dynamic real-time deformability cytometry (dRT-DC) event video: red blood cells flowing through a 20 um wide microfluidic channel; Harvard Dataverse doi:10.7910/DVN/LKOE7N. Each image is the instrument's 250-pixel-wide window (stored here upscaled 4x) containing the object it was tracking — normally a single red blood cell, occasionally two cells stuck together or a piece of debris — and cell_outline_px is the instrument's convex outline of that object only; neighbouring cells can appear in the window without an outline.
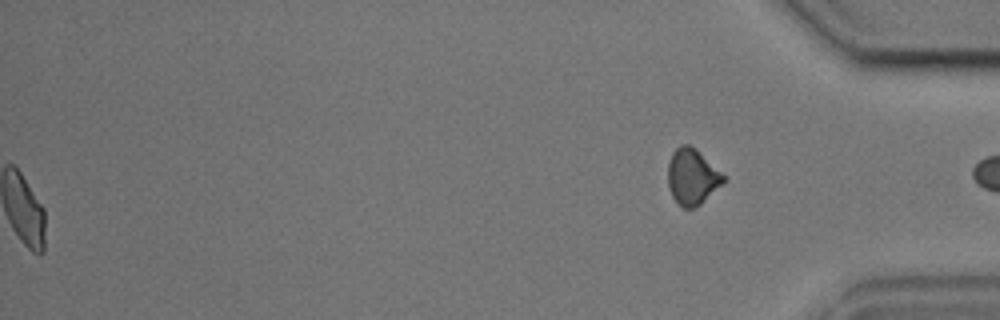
{"species": "common noctule bat (a hibernating species)", "species_latin": "Nyctalus noctula", "temperature_condition": "cold", "stored_images_in_passage": 41, "segment_of_instrument_passage": [2, 2], "camera_frame_rate_fps": 3000, "um_per_image_px": 0.085, "animal": {"sex": "male", "body_mass_g": 17.9, "forearm_length_mm": 54.2}, "frame": {"image": 1, "passage_image": 41, "time_ms": 13.333, "image_size_px": [1000, 320], "cell_outline_px": [[728, 180], [724, 184], [696, 208], [684, 208], [672, 196], [668, 188], [668, 164], [672, 152], [680, 144], [688, 144], [696, 148]], "centroid_in_image_um": [58.84, 15.03], "position_along_channel_um": 376.4, "area_um2": 18.21}}